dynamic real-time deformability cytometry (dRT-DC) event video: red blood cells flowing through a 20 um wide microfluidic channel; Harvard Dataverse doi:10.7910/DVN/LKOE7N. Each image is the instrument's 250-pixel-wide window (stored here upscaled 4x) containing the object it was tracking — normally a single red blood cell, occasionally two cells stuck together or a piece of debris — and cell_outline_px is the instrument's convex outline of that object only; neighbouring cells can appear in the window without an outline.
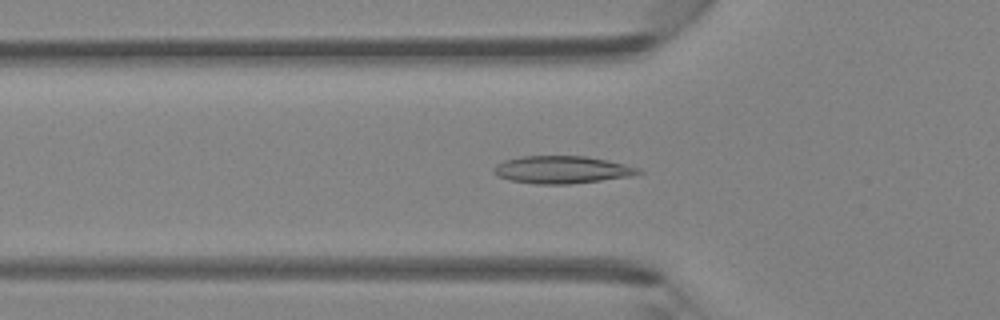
{"species": "Egyptian fruit bat (a non-hibernating species)", "species_latin": "Rousettus aegyptiacus", "temperature_condition": "room temperature", "stored_images_in_passage": 45, "camera_frame_rate_fps": 3000, "um_per_image_px": 0.085, "animal": {"sex": "female"}, "frame": {"image": 1, "passage_image": 15, "time_ms": 4.667, "image_size_px": [1000, 320], "cell_outline_px": [[644, 172], [632, 176], [572, 184], [536, 184], [508, 180], [492, 172], [492, 168], [496, 164], [504, 160], [520, 156], [584, 156], [608, 160], [640, 168]], "centroid_in_image_um": [47.76, 14.42], "position_along_channel_um": 78.0, "area_um2": 23.35}}
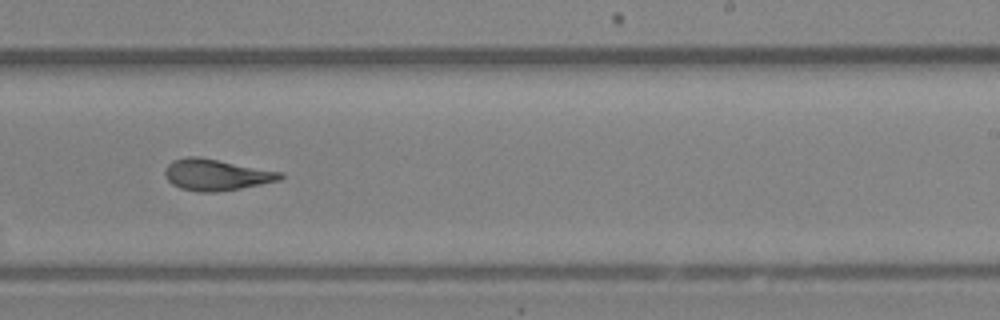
{"frame": {"image": 2, "passage_image": 28, "time_ms": 9.0, "image_size_px": [1000, 320], "cell_outline_px": [[284, 176], [280, 180], [240, 188], [216, 192], [200, 192], [180, 188], [172, 184], [164, 176], [164, 172], [168, 164], [172, 160], [188, 156], [200, 156], [284, 172]], "centroid_in_image_um": [18.38, 14.84], "position_along_channel_um": 270.6, "area_um2": 21.21}}
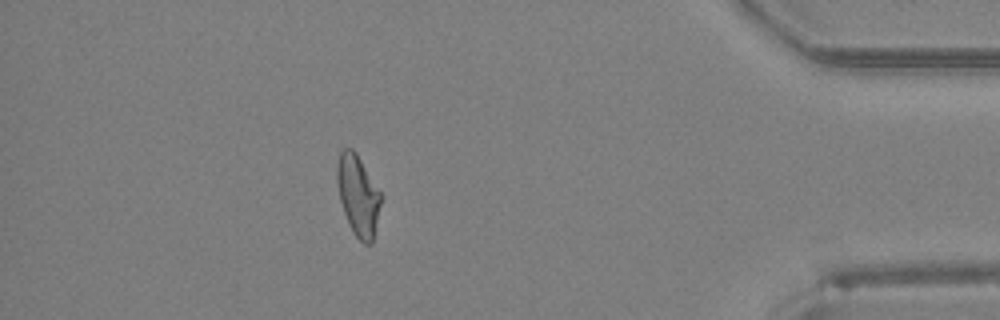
{"frame": {"image": 3, "passage_image": 40, "time_ms": 13.0, "image_size_px": [1000, 320], "cell_outline_px": [[384, 196], [372, 244], [364, 244], [352, 232], [348, 224], [340, 200], [336, 180], [336, 168], [340, 152], [344, 148], [352, 148], [356, 152]], "centroid_in_image_um": [30.46, 16.62], "position_along_channel_um": 404.7, "area_um2": 21.1}}